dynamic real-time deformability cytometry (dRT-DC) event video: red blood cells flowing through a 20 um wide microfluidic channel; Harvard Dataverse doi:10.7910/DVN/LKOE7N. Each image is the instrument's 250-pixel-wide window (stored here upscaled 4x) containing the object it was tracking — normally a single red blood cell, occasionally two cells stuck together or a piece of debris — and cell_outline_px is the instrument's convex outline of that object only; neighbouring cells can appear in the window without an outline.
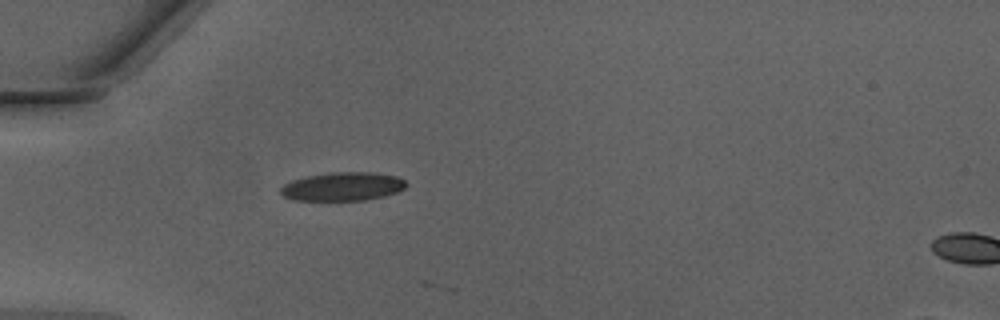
{"species": "Egyptian fruit bat (a non-hibernating species)", "species_latin": "Rousettus aegyptiacus", "temperature_condition": "warm", "stored_images_in_passage": 3, "camera_frame_rate_fps": 3000, "um_per_image_px": 0.085, "animal": {"sex": "male"}, "frame": {"image": 1, "passage_image": 1, "time_ms": 0.0, "image_size_px": [1000, 320], "cell_outline_px": [[408, 184], [404, 188], [396, 192], [384, 196], [364, 200], [296, 200], [284, 196], [280, 192], [280, 188], [284, 184], [292, 180], [308, 176], [328, 172], [372, 172], [396, 176], [404, 180]], "centroid_in_image_um": [29.13, 15.84], "position_along_channel_um": 55.9, "area_um2": 20.81}}